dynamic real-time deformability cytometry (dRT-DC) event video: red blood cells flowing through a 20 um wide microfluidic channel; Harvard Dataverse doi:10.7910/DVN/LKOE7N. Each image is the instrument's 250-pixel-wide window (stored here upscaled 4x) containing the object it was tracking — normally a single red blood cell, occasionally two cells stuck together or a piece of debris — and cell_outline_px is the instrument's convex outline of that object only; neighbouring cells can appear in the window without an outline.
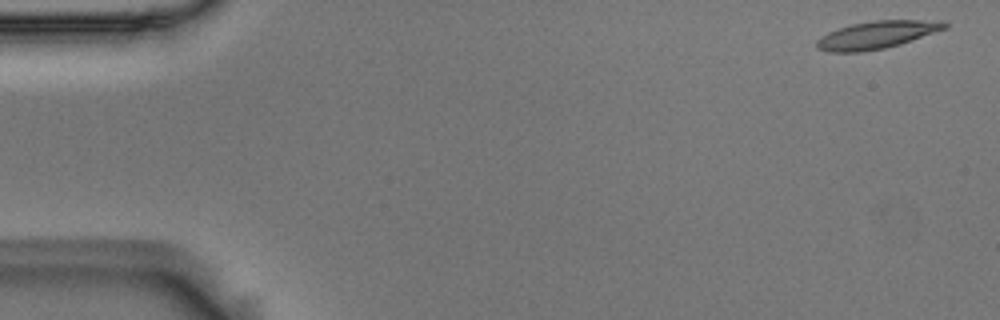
{"species": "Egyptian fruit bat (a non-hibernating species)", "species_latin": "Rousettus aegyptiacus", "temperature_condition": "room temperature", "stored_images_in_passage": 4, "camera_frame_rate_fps": 3000, "um_per_image_px": 0.085, "animal": {"sex": "male"}, "frame": {"image": 1, "passage_image": 1, "time_ms": 0.0, "image_size_px": [1000, 320], "cell_outline_px": [[948, 28], [900, 44], [884, 48], [860, 52], [828, 52], [816, 48], [816, 40], [828, 32], [852, 24], [876, 20], [944, 20], [948, 24]], "centroid_in_image_um": [74.55, 2.96], "position_along_channel_um": 10.4, "area_um2": 20.58}}
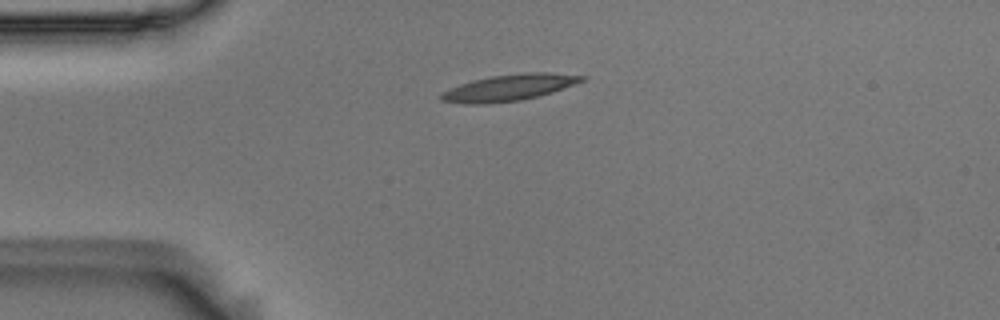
{"frame": {"image": 2, "passage_image": 4, "time_ms": 1.0, "image_size_px": [1000, 320], "cell_outline_px": [[588, 76], [584, 80], [552, 92], [540, 96], [520, 100], [484, 104], [464, 104], [440, 100], [440, 92], [460, 84], [472, 80], [492, 76], [524, 72], [548, 72]], "centroid_in_image_um": [43.25, 7.44], "position_along_channel_um": 41.8, "area_um2": 21.62}}